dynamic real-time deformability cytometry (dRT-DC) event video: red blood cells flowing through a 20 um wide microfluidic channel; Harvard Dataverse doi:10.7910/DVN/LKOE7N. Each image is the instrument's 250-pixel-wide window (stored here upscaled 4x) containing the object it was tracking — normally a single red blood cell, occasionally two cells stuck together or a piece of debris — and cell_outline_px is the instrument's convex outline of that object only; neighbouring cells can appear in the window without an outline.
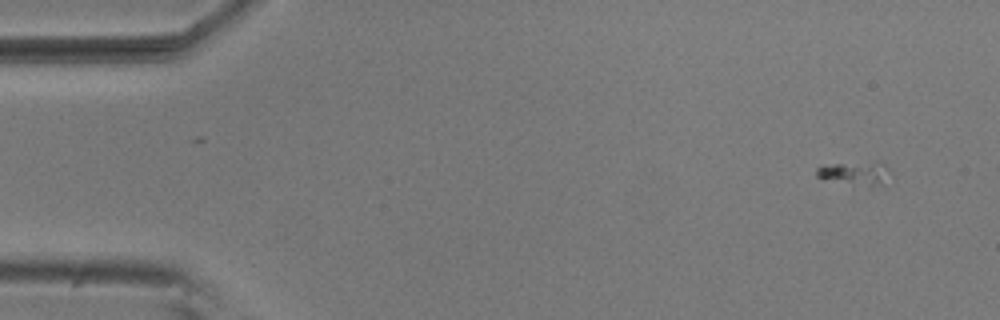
{"species": "common noctule bat (a hibernating species)", "species_latin": "Nyctalus noctula", "temperature_condition": "room temperature", "stored_images_in_passage": 5, "camera_frame_rate_fps": 3000, "um_per_image_px": 0.085, "animal": {"sex": "male", "body_mass_g": 20.5, "forearm_length_mm": 52.5}, "frame": {"image": 1, "passage_image": 1, "time_ms": 0.0, "image_size_px": [1000, 320], "cell_outline_px": [[888, 168], [880, 184], [868, 188], [852, 188], [824, 180], [816, 176], [816, 168], [824, 164], [884, 164]], "centroid_in_image_um": [72.49, 14.83], "position_along_channel_um": 12.5, "area_um2": 10.06}}
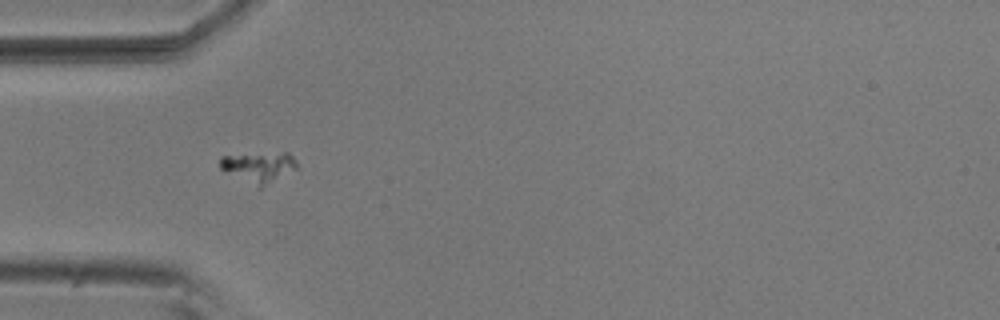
{"frame": {"image": 2, "passage_image": 4, "time_ms": 1.0, "image_size_px": [1000, 320], "cell_outline_px": [[296, 168], [260, 188], [220, 168], [220, 156], [284, 152], [288, 152], [292, 156], [296, 164]], "centroid_in_image_um": [21.99, 14.17], "position_along_channel_um": 63.0, "area_um2": 13.06}}
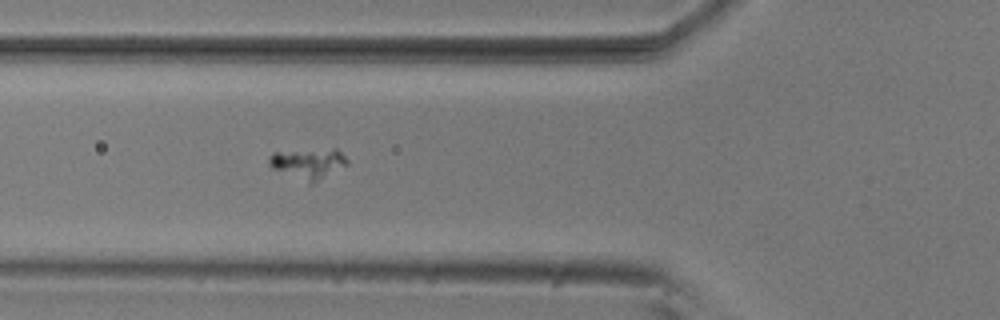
{"frame": {"image": 3, "passage_image": 5, "time_ms": 1.333, "image_size_px": [1000, 320], "cell_outline_px": [[348, 164], [312, 184], [308, 184], [272, 168], [268, 164], [268, 156], [272, 152], [336, 148], [348, 160]], "centroid_in_image_um": [26.17, 13.9], "position_along_channel_um": 99.6, "area_um2": 13.99}}